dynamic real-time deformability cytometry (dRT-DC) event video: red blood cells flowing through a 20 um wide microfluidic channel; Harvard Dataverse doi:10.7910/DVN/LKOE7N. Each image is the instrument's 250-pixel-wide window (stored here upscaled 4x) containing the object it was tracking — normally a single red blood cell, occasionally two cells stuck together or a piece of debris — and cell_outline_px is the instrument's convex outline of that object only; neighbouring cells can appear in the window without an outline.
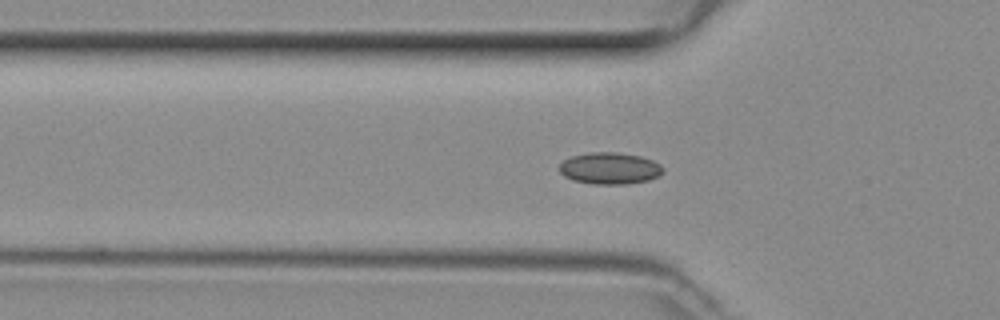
{"species": "common noctule bat (a hibernating species)", "species_latin": "Nyctalus noctula", "temperature_condition": "room temperature", "stored_images_in_passage": 26, "camera_frame_rate_fps": 3000, "um_per_image_px": 0.085, "animal": {"sex": "female", "body_mass_g": 29.2, "forearm_length_mm": 56.3}, "frame": {"image": 1, "passage_image": 3, "time_ms": 0.667, "image_size_px": [1000, 320], "cell_outline_px": [[664, 172], [660, 176], [648, 180], [628, 184], [592, 184], [572, 180], [564, 176], [560, 172], [560, 164], [564, 160], [572, 156], [588, 152], [616, 152], [640, 156], [652, 160], [660, 164], [664, 168]], "centroid_in_image_um": [51.85, 14.31], "position_along_channel_um": 73.9, "area_um2": 19.31}}
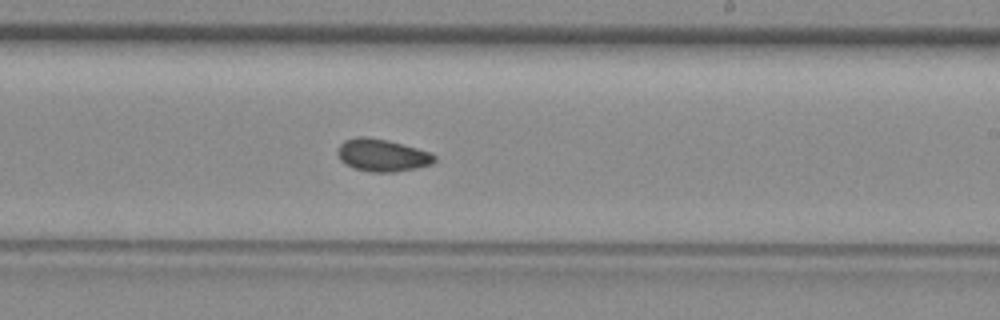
{"frame": {"image": 2, "passage_image": 16, "time_ms": 5.0, "image_size_px": [1000, 320], "cell_outline_px": [[436, 160], [432, 164], [416, 168], [396, 172], [368, 172], [352, 168], [340, 160], [336, 152], [336, 148], [344, 140], [356, 136], [364, 136], [388, 140], [432, 152], [436, 156]], "centroid_in_image_um": [32.47, 13.19], "position_along_channel_um": 256.5, "area_um2": 18.67}}
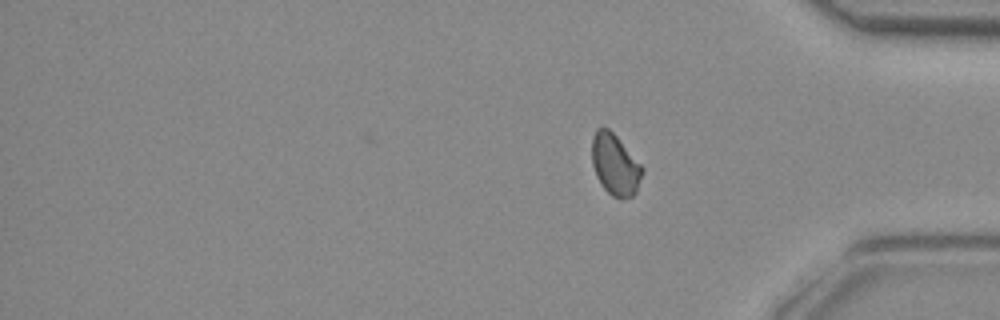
{"frame": {"image": 3, "passage_image": 26, "time_ms": 8.333, "image_size_px": [1000, 320], "cell_outline_px": [[644, 172], [636, 192], [632, 196], [620, 200], [612, 196], [600, 184], [596, 176], [592, 164], [592, 136], [596, 128], [608, 128], [616, 136], [644, 168]], "centroid_in_image_um": [52.28, 14.02], "position_along_channel_um": 382.9, "area_um2": 18.03}}